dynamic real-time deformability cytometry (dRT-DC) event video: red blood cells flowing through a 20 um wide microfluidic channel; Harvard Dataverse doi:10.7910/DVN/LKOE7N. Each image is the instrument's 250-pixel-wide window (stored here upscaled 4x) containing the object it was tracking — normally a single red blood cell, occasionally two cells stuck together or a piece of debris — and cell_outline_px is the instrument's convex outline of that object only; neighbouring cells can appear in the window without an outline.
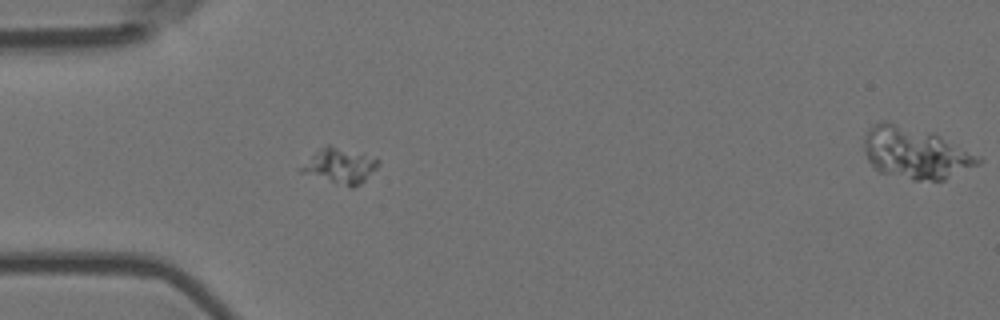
{"species": "Egyptian fruit bat (a non-hibernating species)", "species_latin": "Rousettus aegyptiacus", "temperature_condition": "room temperature", "stored_images_in_passage": 2, "segment_of_instrument_passage": [1, 2], "camera_frame_rate_fps": 3000, "um_per_image_px": 0.085, "animal": {"sex": "female"}, "frame": {"image": 1, "passage_image": 1, "time_ms": 0.0, "image_size_px": [1000, 320], "cell_outline_px": [[380, 164], [360, 184], [352, 188], [300, 172], [300, 168], [320, 148], [328, 144], [380, 160]], "centroid_in_image_um": [28.9, 14.11], "position_along_channel_um": 56.1, "area_um2": 15.14}}